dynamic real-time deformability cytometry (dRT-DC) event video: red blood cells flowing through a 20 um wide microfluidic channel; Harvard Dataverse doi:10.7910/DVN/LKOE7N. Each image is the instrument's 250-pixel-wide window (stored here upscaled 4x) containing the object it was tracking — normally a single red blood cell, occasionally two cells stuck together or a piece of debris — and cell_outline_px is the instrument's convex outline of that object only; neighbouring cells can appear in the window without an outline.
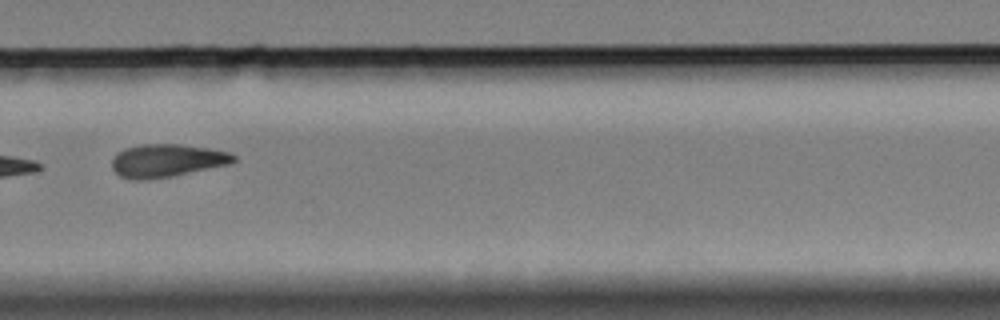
{"species": "Egyptian fruit bat (a non-hibernating species)", "species_latin": "Rousettus aegyptiacus", "temperature_condition": "cold", "stored_images_in_passage": 14, "camera_frame_rate_fps": 3000, "um_per_image_px": 0.085, "animal": {"sex": "female"}, "frame": {"image": 1, "passage_image": 10, "time_ms": 11.333, "image_size_px": [1000, 320], "cell_outline_px": [[236, 160], [228, 164], [168, 176], [140, 180], [132, 180], [120, 176], [112, 168], [112, 160], [124, 148], [140, 144], [180, 144], [208, 148], [228, 152], [236, 156]], "centroid_in_image_um": [14.15, 13.63], "position_along_channel_um": 315.6, "area_um2": 22.89}}